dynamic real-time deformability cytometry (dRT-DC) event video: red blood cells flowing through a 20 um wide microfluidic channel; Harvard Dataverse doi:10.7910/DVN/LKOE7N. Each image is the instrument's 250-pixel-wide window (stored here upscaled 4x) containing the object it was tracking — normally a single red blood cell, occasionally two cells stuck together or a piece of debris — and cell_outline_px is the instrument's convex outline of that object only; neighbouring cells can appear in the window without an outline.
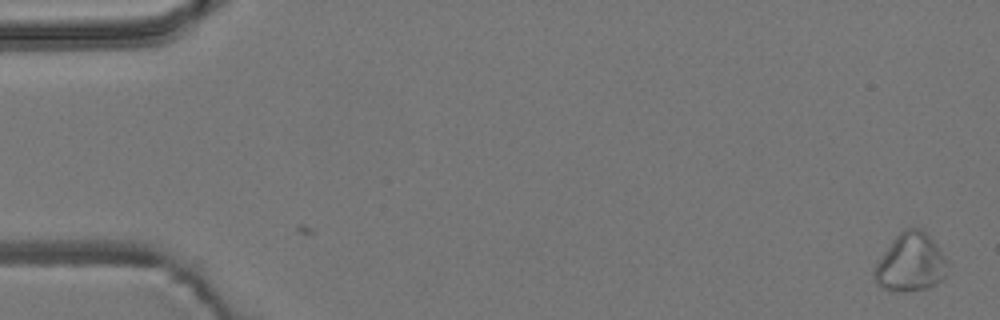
{"species": "common noctule bat (a hibernating species)", "species_latin": "Nyctalus noctula", "temperature_condition": "room temperature", "stored_images_in_passage": 4, "camera_frame_rate_fps": 3000, "um_per_image_px": 0.085, "animal": {"sex": "male", "body_mass_g": 19.2, "forearm_length_mm": 51.8}, "frame": {"image": 1, "passage_image": 4, "time_ms": 1.0, "image_size_px": [1000, 320], "cell_outline_px": [[948, 276], [936, 284], [924, 288], [880, 288], [876, 284], [872, 272], [876, 264], [892, 240], [900, 232], [908, 228], [920, 228], [932, 240], [948, 260]], "centroid_in_image_um": [77.43, 22.29], "position_along_channel_um": 7.6, "area_um2": 24.16}}